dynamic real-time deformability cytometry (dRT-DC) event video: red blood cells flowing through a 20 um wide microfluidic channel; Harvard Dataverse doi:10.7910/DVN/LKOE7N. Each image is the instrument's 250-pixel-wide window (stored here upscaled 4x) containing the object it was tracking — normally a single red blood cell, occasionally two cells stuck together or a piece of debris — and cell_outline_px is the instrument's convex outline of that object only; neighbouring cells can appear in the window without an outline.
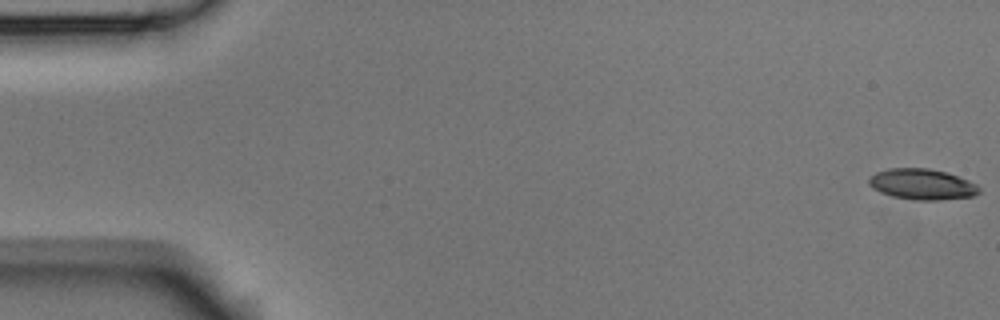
{"species": "Egyptian fruit bat (a non-hibernating species)", "species_latin": "Rousettus aegyptiacus", "temperature_condition": "room temperature", "stored_images_in_passage": 6, "camera_frame_rate_fps": 3000, "um_per_image_px": 0.085, "animal": {"sex": "male"}, "frame": {"image": 1, "passage_image": 1, "time_ms": 0.0, "image_size_px": [1000, 320], "cell_outline_px": [[980, 192], [972, 196], [940, 200], [916, 200], [892, 196], [880, 192], [872, 188], [868, 184], [868, 180], [876, 172], [888, 168], [928, 168], [944, 172], [968, 180], [976, 184], [980, 188]], "centroid_in_image_um": [78.35, 15.66], "position_along_channel_um": 6.6, "area_um2": 19.65}}
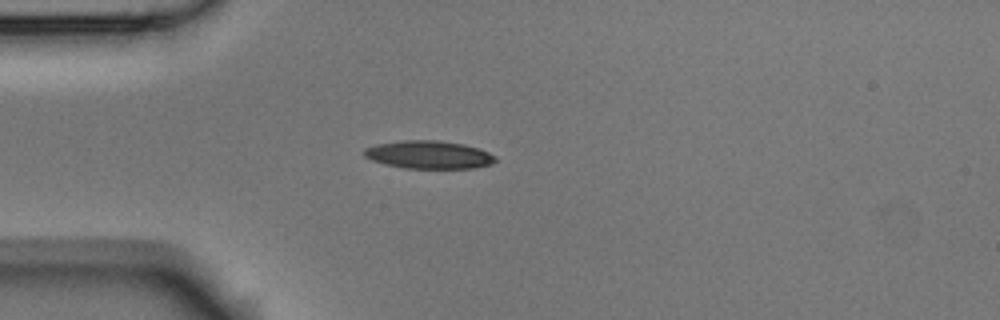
{"frame": {"image": 2, "passage_image": 5, "time_ms": 1.333, "image_size_px": [1000, 320], "cell_outline_px": [[496, 160], [492, 164], [472, 168], [404, 168], [384, 164], [372, 160], [364, 156], [364, 148], [376, 144], [400, 140], [436, 140], [464, 144], [480, 148], [496, 156]], "centroid_in_image_um": [36.45, 13.14], "position_along_channel_um": 48.6, "area_um2": 21.5}}